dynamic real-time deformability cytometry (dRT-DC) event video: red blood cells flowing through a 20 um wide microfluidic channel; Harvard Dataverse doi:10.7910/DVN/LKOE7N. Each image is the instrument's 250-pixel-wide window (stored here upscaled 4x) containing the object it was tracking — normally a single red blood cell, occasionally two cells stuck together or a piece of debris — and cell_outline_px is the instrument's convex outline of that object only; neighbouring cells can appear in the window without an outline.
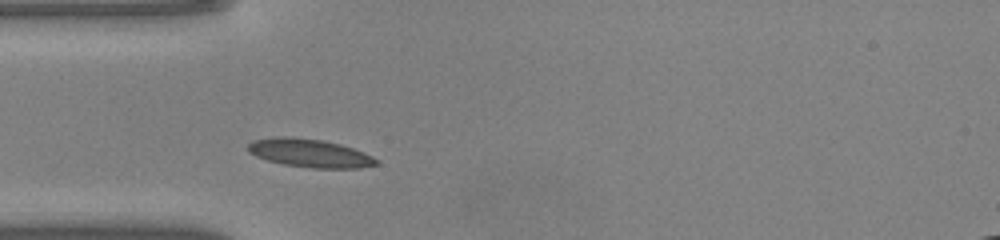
{"species": "common noctule bat (a hibernating species)", "species_latin": "Nyctalus noctula", "temperature_condition": "warm", "stored_images_in_passage": 5, "camera_frame_rate_fps": 3000, "um_per_image_px": 0.085, "animal": {"sex": "male", "body_mass_g": 20.0, "forearm_length_mm": 53.3}, "frame": {"image": 1, "passage_image": 1, "time_ms": 0.0, "image_size_px": [1000, 240], "cell_outline_px": [[380, 164], [360, 168], [312, 168], [284, 164], [268, 160], [256, 156], [248, 152], [248, 144], [252, 140], [276, 136], [292, 136], [324, 140], [340, 144], [364, 152], [372, 156]], "centroid_in_image_um": [26.32, 13.0], "position_along_channel_um": 58.7, "area_um2": 21.27}}